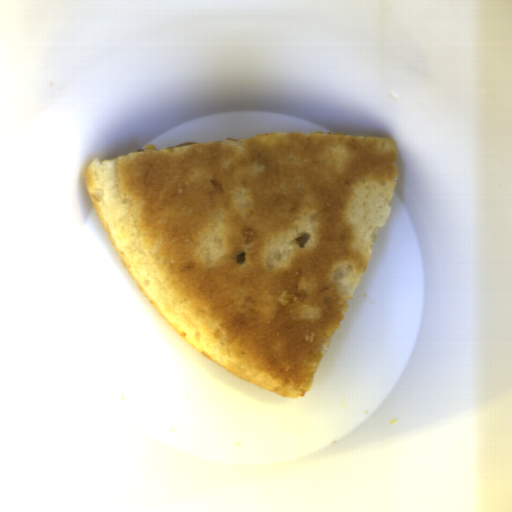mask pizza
Returning <instances> with one entry per match:
<instances>
[{
	"instance_id": "dd6c1bee",
	"label": "pizza",
	"mask_w": 512,
	"mask_h": 512,
	"mask_svg": "<svg viewBox=\"0 0 512 512\" xmlns=\"http://www.w3.org/2000/svg\"><path fill=\"white\" fill-rule=\"evenodd\" d=\"M392 136L273 133L93 159L85 186L148 303L228 373L301 398L390 218Z\"/></svg>"
}]
</instances>
